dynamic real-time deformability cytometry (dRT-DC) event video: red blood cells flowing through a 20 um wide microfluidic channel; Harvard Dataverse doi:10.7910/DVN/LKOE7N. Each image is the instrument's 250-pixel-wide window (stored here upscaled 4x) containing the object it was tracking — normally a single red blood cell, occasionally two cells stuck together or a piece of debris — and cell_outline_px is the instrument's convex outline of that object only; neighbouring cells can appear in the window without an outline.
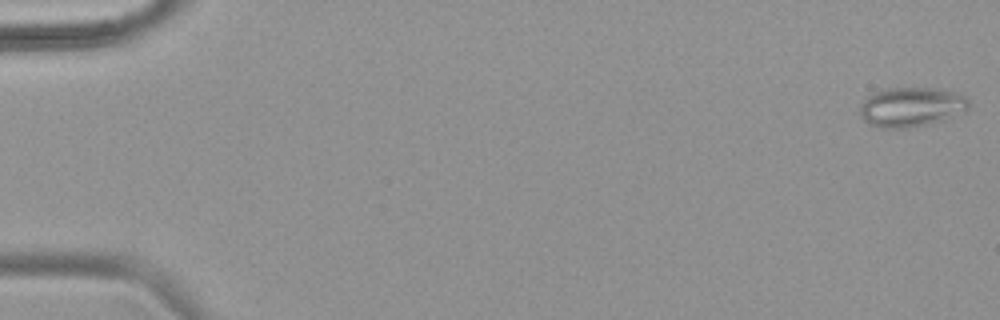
{"species": "common noctule bat (a hibernating species)", "species_latin": "Nyctalus noctula", "temperature_condition": "warm", "stored_images_in_passage": 14, "camera_frame_rate_fps": 3000, "um_per_image_px": 0.085, "animal": {"sex": "female", "body_mass_g": 18.4}, "frame": {"image": 1, "passage_image": 1, "time_ms": 0.0, "image_size_px": [1000, 320], "cell_outline_px": [[972, 104], [968, 112], [944, 120], [908, 128], [880, 128], [868, 124], [860, 116], [860, 104], [872, 92], [884, 88], [936, 88], [956, 92], [964, 96]], "centroid_in_image_um": [77.49, 9.09], "position_along_channel_um": 7.5, "area_um2": 25.66}}